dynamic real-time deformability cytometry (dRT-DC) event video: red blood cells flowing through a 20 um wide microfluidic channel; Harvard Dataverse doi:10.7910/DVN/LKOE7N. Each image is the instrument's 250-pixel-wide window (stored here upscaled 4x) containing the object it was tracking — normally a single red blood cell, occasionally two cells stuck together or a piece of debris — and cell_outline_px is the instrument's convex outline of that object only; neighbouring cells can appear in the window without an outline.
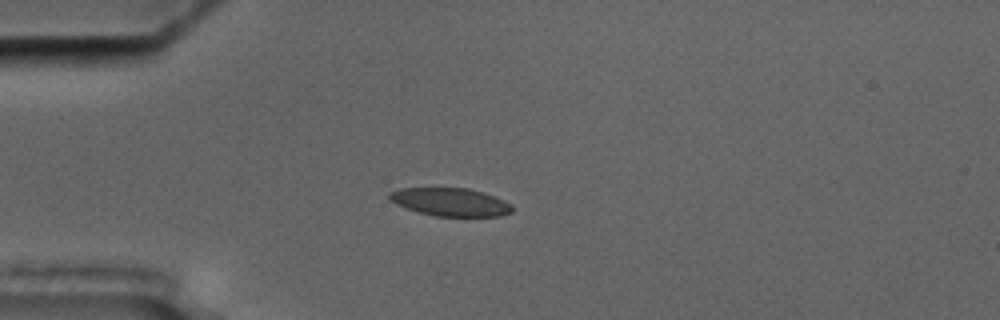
{"species": "common noctule bat (a hibernating species)", "species_latin": "Nyctalus noctula", "temperature_condition": "cold", "stored_images_in_passage": 14, "camera_frame_rate_fps": 3000, "um_per_image_px": 0.085, "animal": {"sex": "male", "body_mass_g": 17.5, "forearm_length_mm": 52.3}, "frame": {"image": 1, "passage_image": 3, "time_ms": 3.0, "image_size_px": [1000, 320], "cell_outline_px": [[512, 212], [500, 216], [436, 216], [420, 212], [396, 204], [388, 196], [388, 192], [400, 188], [468, 188], [504, 200], [512, 204]], "centroid_in_image_um": [38.28, 17.17], "position_along_channel_um": 46.7, "area_um2": 19.83}}
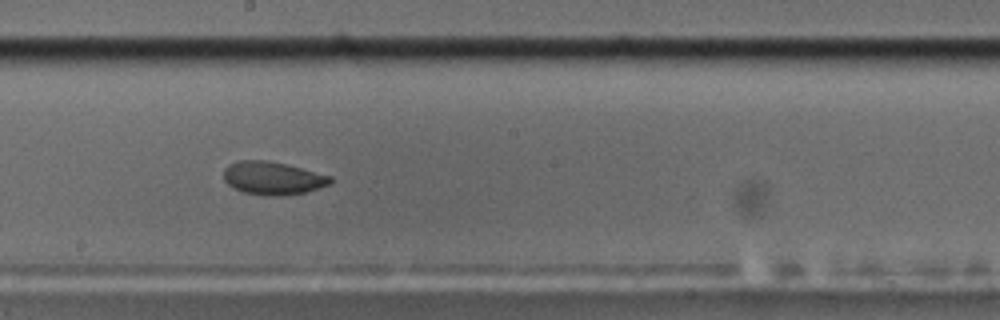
{"frame": {"image": 2, "passage_image": 8, "time_ms": 8.667, "image_size_px": [1000, 320], "cell_outline_px": [[332, 180], [328, 184], [308, 192], [284, 196], [272, 196], [244, 192], [228, 184], [224, 180], [224, 168], [228, 164], [240, 160], [268, 160], [332, 176]], "centroid_in_image_um": [23.17, 15.14], "position_along_channel_um": 225.0, "area_um2": 20.4}}
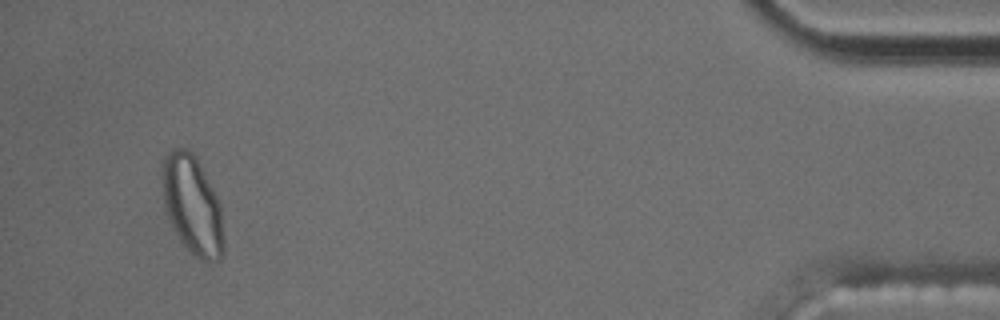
{"frame": {"image": 3, "passage_image": 14, "time_ms": 16.333, "image_size_px": [1000, 320], "cell_outline_px": [[224, 252], [220, 260], [200, 260], [180, 240], [168, 216], [164, 204], [164, 156], [172, 148], [188, 148], [196, 156], [220, 204], [224, 236]], "centroid_in_image_um": [16.39, 17.44], "position_along_channel_um": 418.8, "area_um2": 34.68}, "authors_computed_cell_mechanics": {"area_um2": 20.1722, "velocity_mm_per_s": 3.4627, "shape_relaxation_time_tau1_ms": 8.0018, "shape_relaxation_time_tau2_ms": 2.8588, "deformation_change_tau1": 0.1512, "deformation_change_tau2": 0.0676}}